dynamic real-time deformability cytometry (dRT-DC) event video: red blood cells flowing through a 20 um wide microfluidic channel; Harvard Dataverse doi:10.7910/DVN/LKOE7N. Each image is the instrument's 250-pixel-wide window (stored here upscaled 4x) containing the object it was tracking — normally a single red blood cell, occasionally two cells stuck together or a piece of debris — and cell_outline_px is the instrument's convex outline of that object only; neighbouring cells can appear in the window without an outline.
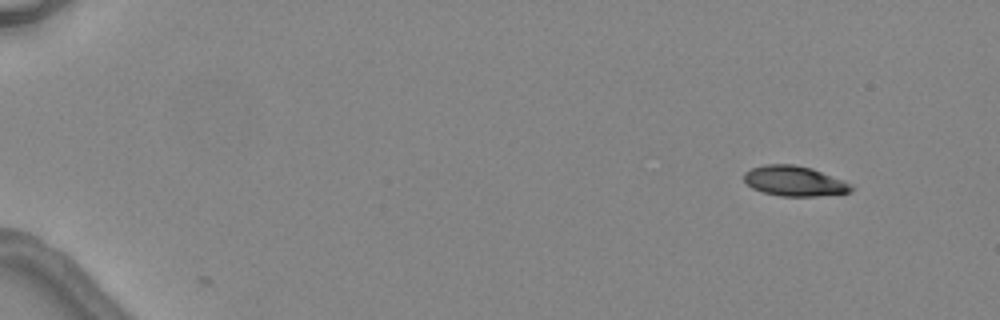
{"species": "common noctule bat (a hibernating species)", "species_latin": "Nyctalus noctula", "temperature_condition": "warm", "stored_images_in_passage": 6, "camera_frame_rate_fps": 3000, "um_per_image_px": 0.085, "animal": {"sex": "female", "body_mass_g": 24.6, "forearm_length_mm": 56.2}, "frame": {"image": 1, "passage_image": 1, "time_ms": 0.0, "image_size_px": [1000, 320], "cell_outline_px": [[852, 188], [848, 192], [816, 196], [780, 196], [764, 192], [752, 188], [744, 180], [744, 172], [752, 168], [764, 164], [792, 164], [812, 168], [844, 180], [852, 184]], "centroid_in_image_um": [67.51, 15.38], "position_along_channel_um": 17.5, "area_um2": 18.73}}
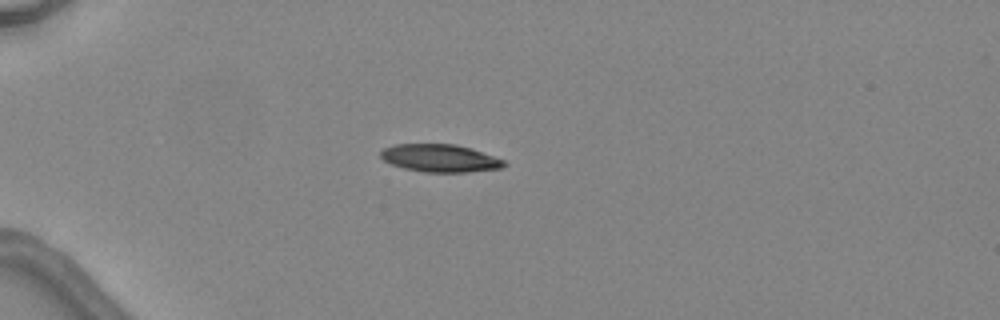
{"frame": {"image": 2, "passage_image": 4, "time_ms": 3.333, "image_size_px": [1000, 320], "cell_outline_px": [[508, 164], [500, 168], [468, 172], [424, 172], [404, 168], [392, 164], [384, 160], [380, 156], [380, 152], [384, 148], [392, 144], [456, 144], [472, 148], [504, 160]], "centroid_in_image_um": [37.4, 13.44], "position_along_channel_um": 47.6, "area_um2": 19.94}}